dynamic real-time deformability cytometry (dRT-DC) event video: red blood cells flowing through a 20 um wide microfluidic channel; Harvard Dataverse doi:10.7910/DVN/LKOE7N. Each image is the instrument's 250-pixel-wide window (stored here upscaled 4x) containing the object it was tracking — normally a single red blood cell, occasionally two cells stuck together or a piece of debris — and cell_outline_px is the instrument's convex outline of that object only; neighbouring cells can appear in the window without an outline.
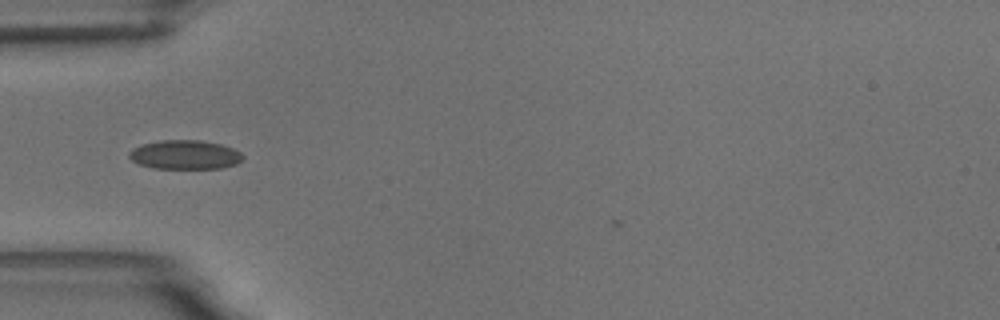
{"species": "common noctule bat (a hibernating species)", "species_latin": "Nyctalus noctula", "temperature_condition": "room temperature", "stored_images_in_passage": 4, "camera_frame_rate_fps": 3000, "um_per_image_px": 0.085, "animal": {"sex": "male", "body_mass_g": 18.8}, "frame": {"image": 1, "passage_image": 1, "time_ms": 0.0, "image_size_px": [1000, 320], "cell_outline_px": [[244, 156], [236, 164], [220, 168], [152, 168], [140, 164], [132, 160], [128, 156], [128, 152], [132, 148], [144, 144], [160, 140], [200, 140], [220, 144], [232, 148], [240, 152]], "centroid_in_image_um": [15.7, 13.15], "position_along_channel_um": 69.3, "area_um2": 19.13}}